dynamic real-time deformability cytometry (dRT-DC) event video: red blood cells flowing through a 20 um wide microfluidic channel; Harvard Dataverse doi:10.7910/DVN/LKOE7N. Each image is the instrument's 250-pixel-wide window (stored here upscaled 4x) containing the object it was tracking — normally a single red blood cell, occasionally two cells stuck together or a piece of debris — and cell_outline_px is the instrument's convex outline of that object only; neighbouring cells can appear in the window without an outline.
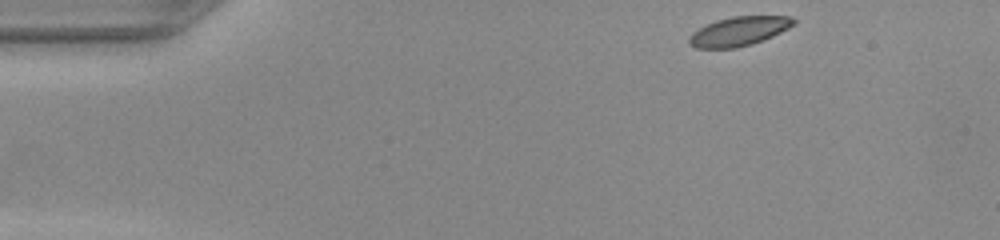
{"species": "common noctule bat (a hibernating species)", "species_latin": "Nyctalus noctula", "temperature_condition": "warm", "stored_images_in_passage": 45, "camera_frame_rate_fps": 3000, "um_per_image_px": 0.085, "animal": {"sex": "female", "body_mass_g": 22.0, "forearm_length_mm": 56.7}, "frame": {"image": 1, "passage_image": 1, "time_ms": 0.0, "image_size_px": [1000, 240], "cell_outline_px": [[796, 24], [764, 40], [752, 44], [736, 48], [696, 48], [688, 44], [688, 36], [692, 32], [716, 20], [732, 16], [792, 16], [796, 20]], "centroid_in_image_um": [62.81, 2.66], "position_along_channel_um": 22.2, "area_um2": 17.86}}
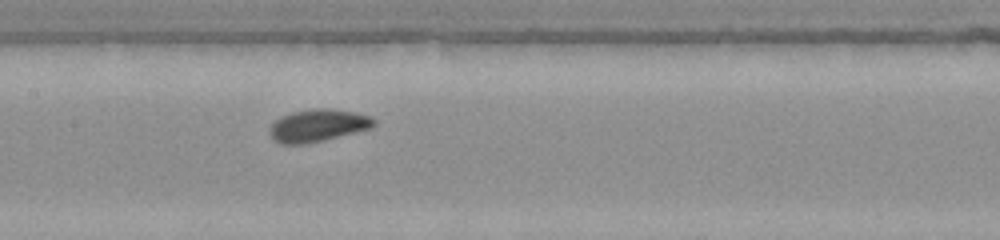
{"frame": {"image": 2, "passage_image": 19, "time_ms": 6.0, "image_size_px": [1000, 240], "cell_outline_px": [[376, 124], [372, 128], [304, 144], [280, 144], [272, 140], [268, 132], [272, 124], [276, 120], [292, 112], [312, 108], [332, 108], [356, 112], [372, 116], [376, 120]], "centroid_in_image_um": [27.03, 10.65], "position_along_channel_um": 180.4, "area_um2": 19.77}}
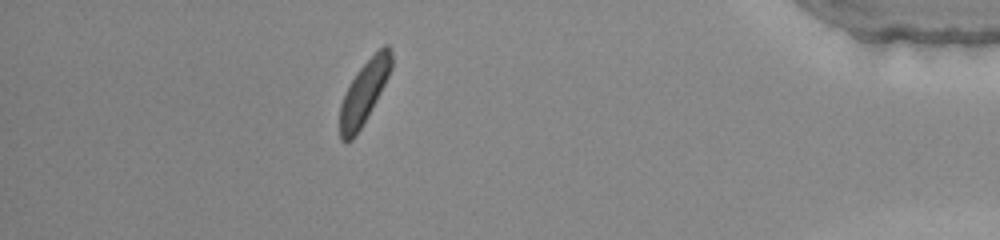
{"frame": {"image": 3, "passage_image": 39, "time_ms": 12.667, "image_size_px": [1000, 240], "cell_outline_px": [[392, 68], [376, 100], [360, 128], [352, 140], [344, 144], [340, 140], [340, 104], [356, 72], [384, 44], [388, 44], [392, 52]], "centroid_in_image_um": [30.94, 7.86], "position_along_channel_um": 404.3, "area_um2": 18.38}}